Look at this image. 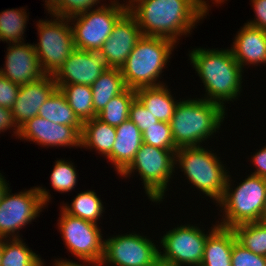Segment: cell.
<instances>
[{"instance_id":"7a4b0ae2","label":"cell","mask_w":266,"mask_h":266,"mask_svg":"<svg viewBox=\"0 0 266 266\" xmlns=\"http://www.w3.org/2000/svg\"><path fill=\"white\" fill-rule=\"evenodd\" d=\"M220 49L193 48L188 60L204 85L205 94L201 98L226 108L225 104L241 96L244 70L230 48Z\"/></svg>"},{"instance_id":"83f0119b","label":"cell","mask_w":266,"mask_h":266,"mask_svg":"<svg viewBox=\"0 0 266 266\" xmlns=\"http://www.w3.org/2000/svg\"><path fill=\"white\" fill-rule=\"evenodd\" d=\"M41 259L22 238L3 239L1 266H45Z\"/></svg>"},{"instance_id":"f546056e","label":"cell","mask_w":266,"mask_h":266,"mask_svg":"<svg viewBox=\"0 0 266 266\" xmlns=\"http://www.w3.org/2000/svg\"><path fill=\"white\" fill-rule=\"evenodd\" d=\"M237 241L251 252L266 256V224L261 221L234 226Z\"/></svg>"},{"instance_id":"8fae6325","label":"cell","mask_w":266,"mask_h":266,"mask_svg":"<svg viewBox=\"0 0 266 266\" xmlns=\"http://www.w3.org/2000/svg\"><path fill=\"white\" fill-rule=\"evenodd\" d=\"M211 225L207 232L188 223L166 231L159 240V256L176 266H200L207 236L218 226Z\"/></svg>"},{"instance_id":"4316f807","label":"cell","mask_w":266,"mask_h":266,"mask_svg":"<svg viewBox=\"0 0 266 266\" xmlns=\"http://www.w3.org/2000/svg\"><path fill=\"white\" fill-rule=\"evenodd\" d=\"M56 85L65 95L68 104L82 122L97 116L94 112L91 86L81 84Z\"/></svg>"},{"instance_id":"7bdbcfd3","label":"cell","mask_w":266,"mask_h":266,"mask_svg":"<svg viewBox=\"0 0 266 266\" xmlns=\"http://www.w3.org/2000/svg\"><path fill=\"white\" fill-rule=\"evenodd\" d=\"M148 266H176L173 263L166 261L162 259L160 256H158L151 264Z\"/></svg>"},{"instance_id":"836d02e7","label":"cell","mask_w":266,"mask_h":266,"mask_svg":"<svg viewBox=\"0 0 266 266\" xmlns=\"http://www.w3.org/2000/svg\"><path fill=\"white\" fill-rule=\"evenodd\" d=\"M100 2L101 0H60L59 4L49 14L69 18L87 10L107 5L100 4Z\"/></svg>"},{"instance_id":"bcb514c9","label":"cell","mask_w":266,"mask_h":266,"mask_svg":"<svg viewBox=\"0 0 266 266\" xmlns=\"http://www.w3.org/2000/svg\"><path fill=\"white\" fill-rule=\"evenodd\" d=\"M260 221H261L262 223H265V224H266V201H265V207H264V211H263V213H262V216H261V218H260Z\"/></svg>"},{"instance_id":"ba28073f","label":"cell","mask_w":266,"mask_h":266,"mask_svg":"<svg viewBox=\"0 0 266 266\" xmlns=\"http://www.w3.org/2000/svg\"><path fill=\"white\" fill-rule=\"evenodd\" d=\"M51 199L42 186L14 194L9 186L0 200V239L21 238L20 230L39 217Z\"/></svg>"},{"instance_id":"b9f144b4","label":"cell","mask_w":266,"mask_h":266,"mask_svg":"<svg viewBox=\"0 0 266 266\" xmlns=\"http://www.w3.org/2000/svg\"><path fill=\"white\" fill-rule=\"evenodd\" d=\"M212 1V4H216V6H217V4H218V6H219V4L221 5L223 2H225V1H228V0H211ZM198 2H199V4L201 5V7L208 13L209 12V10H211V9H209L211 6H209V2H208V0L206 1V0H198ZM208 2V3H207Z\"/></svg>"},{"instance_id":"8d00e7d4","label":"cell","mask_w":266,"mask_h":266,"mask_svg":"<svg viewBox=\"0 0 266 266\" xmlns=\"http://www.w3.org/2000/svg\"><path fill=\"white\" fill-rule=\"evenodd\" d=\"M20 85L0 74V106L11 109L18 96Z\"/></svg>"},{"instance_id":"74e56055","label":"cell","mask_w":266,"mask_h":266,"mask_svg":"<svg viewBox=\"0 0 266 266\" xmlns=\"http://www.w3.org/2000/svg\"><path fill=\"white\" fill-rule=\"evenodd\" d=\"M255 13L254 20H247L248 25L266 31V0H250Z\"/></svg>"},{"instance_id":"1f68e13d","label":"cell","mask_w":266,"mask_h":266,"mask_svg":"<svg viewBox=\"0 0 266 266\" xmlns=\"http://www.w3.org/2000/svg\"><path fill=\"white\" fill-rule=\"evenodd\" d=\"M50 174V184L54 191L62 193L71 192L77 187L78 172L72 161L58 159L54 162Z\"/></svg>"},{"instance_id":"5b68a950","label":"cell","mask_w":266,"mask_h":266,"mask_svg":"<svg viewBox=\"0 0 266 266\" xmlns=\"http://www.w3.org/2000/svg\"><path fill=\"white\" fill-rule=\"evenodd\" d=\"M213 151L204 145L178 148L175 170L181 169L188 184L213 199L212 202L217 205L224 195L229 170L220 160L219 154Z\"/></svg>"},{"instance_id":"4fadbf2b","label":"cell","mask_w":266,"mask_h":266,"mask_svg":"<svg viewBox=\"0 0 266 266\" xmlns=\"http://www.w3.org/2000/svg\"><path fill=\"white\" fill-rule=\"evenodd\" d=\"M148 236L137 232L104 239L103 265L148 266L159 256V247Z\"/></svg>"},{"instance_id":"e575fe53","label":"cell","mask_w":266,"mask_h":266,"mask_svg":"<svg viewBox=\"0 0 266 266\" xmlns=\"http://www.w3.org/2000/svg\"><path fill=\"white\" fill-rule=\"evenodd\" d=\"M231 266H266V256L251 252L236 240L232 248Z\"/></svg>"},{"instance_id":"30bf717a","label":"cell","mask_w":266,"mask_h":266,"mask_svg":"<svg viewBox=\"0 0 266 266\" xmlns=\"http://www.w3.org/2000/svg\"><path fill=\"white\" fill-rule=\"evenodd\" d=\"M128 11L124 3L111 2L69 17L76 49H100L114 25Z\"/></svg>"},{"instance_id":"2e32d148","label":"cell","mask_w":266,"mask_h":266,"mask_svg":"<svg viewBox=\"0 0 266 266\" xmlns=\"http://www.w3.org/2000/svg\"><path fill=\"white\" fill-rule=\"evenodd\" d=\"M8 46L4 68H0L1 75L19 85L37 81L45 76L33 44L9 43Z\"/></svg>"},{"instance_id":"7c38bea8","label":"cell","mask_w":266,"mask_h":266,"mask_svg":"<svg viewBox=\"0 0 266 266\" xmlns=\"http://www.w3.org/2000/svg\"><path fill=\"white\" fill-rule=\"evenodd\" d=\"M60 209L57 226L67 251L79 260L102 261L104 238L99 225L71 216Z\"/></svg>"},{"instance_id":"3957f363","label":"cell","mask_w":266,"mask_h":266,"mask_svg":"<svg viewBox=\"0 0 266 266\" xmlns=\"http://www.w3.org/2000/svg\"><path fill=\"white\" fill-rule=\"evenodd\" d=\"M226 109L202 98L179 99L169 122L176 147L201 146L212 138L227 117Z\"/></svg>"},{"instance_id":"ffe728a7","label":"cell","mask_w":266,"mask_h":266,"mask_svg":"<svg viewBox=\"0 0 266 266\" xmlns=\"http://www.w3.org/2000/svg\"><path fill=\"white\" fill-rule=\"evenodd\" d=\"M115 129L116 139L112 148V166L114 165L116 173L120 175L133 161L143 140L142 132L130 119Z\"/></svg>"},{"instance_id":"ee69618b","label":"cell","mask_w":266,"mask_h":266,"mask_svg":"<svg viewBox=\"0 0 266 266\" xmlns=\"http://www.w3.org/2000/svg\"><path fill=\"white\" fill-rule=\"evenodd\" d=\"M5 178L6 177H4L2 175V173H0V200H1L2 195L4 194V192L10 186L9 183H8L9 181H7Z\"/></svg>"},{"instance_id":"52a82bcc","label":"cell","mask_w":266,"mask_h":266,"mask_svg":"<svg viewBox=\"0 0 266 266\" xmlns=\"http://www.w3.org/2000/svg\"><path fill=\"white\" fill-rule=\"evenodd\" d=\"M178 149H162L142 143L130 165L119 175L140 176L145 194L151 202H163L175 173V154ZM170 182V183H169Z\"/></svg>"},{"instance_id":"9c48e42d","label":"cell","mask_w":266,"mask_h":266,"mask_svg":"<svg viewBox=\"0 0 266 266\" xmlns=\"http://www.w3.org/2000/svg\"><path fill=\"white\" fill-rule=\"evenodd\" d=\"M50 15V20L36 21L39 40L33 45L44 74L54 76L74 51L75 44L69 19Z\"/></svg>"},{"instance_id":"603a6c76","label":"cell","mask_w":266,"mask_h":266,"mask_svg":"<svg viewBox=\"0 0 266 266\" xmlns=\"http://www.w3.org/2000/svg\"><path fill=\"white\" fill-rule=\"evenodd\" d=\"M236 235L232 228L217 226L205 243L200 266H231V254Z\"/></svg>"},{"instance_id":"ac0fdd59","label":"cell","mask_w":266,"mask_h":266,"mask_svg":"<svg viewBox=\"0 0 266 266\" xmlns=\"http://www.w3.org/2000/svg\"><path fill=\"white\" fill-rule=\"evenodd\" d=\"M57 88L54 77L50 75L20 85L18 96L11 108L17 126L20 128L31 118L38 116L39 108Z\"/></svg>"},{"instance_id":"277c9868","label":"cell","mask_w":266,"mask_h":266,"mask_svg":"<svg viewBox=\"0 0 266 266\" xmlns=\"http://www.w3.org/2000/svg\"><path fill=\"white\" fill-rule=\"evenodd\" d=\"M176 46L170 39L143 35L120 68L127 88L136 90L165 84L160 81L161 75Z\"/></svg>"},{"instance_id":"f6af8a7d","label":"cell","mask_w":266,"mask_h":266,"mask_svg":"<svg viewBox=\"0 0 266 266\" xmlns=\"http://www.w3.org/2000/svg\"><path fill=\"white\" fill-rule=\"evenodd\" d=\"M44 1V0H43ZM60 0H45V8L47 13L49 14L58 4Z\"/></svg>"},{"instance_id":"cb8c5ba5","label":"cell","mask_w":266,"mask_h":266,"mask_svg":"<svg viewBox=\"0 0 266 266\" xmlns=\"http://www.w3.org/2000/svg\"><path fill=\"white\" fill-rule=\"evenodd\" d=\"M38 116L56 124L72 126L81 134L83 122L77 117L59 88L39 108Z\"/></svg>"},{"instance_id":"6da1fadb","label":"cell","mask_w":266,"mask_h":266,"mask_svg":"<svg viewBox=\"0 0 266 266\" xmlns=\"http://www.w3.org/2000/svg\"><path fill=\"white\" fill-rule=\"evenodd\" d=\"M128 11L136 18L142 35L167 38L176 44L181 36L191 35L209 14L198 0H134Z\"/></svg>"},{"instance_id":"7dc6e473","label":"cell","mask_w":266,"mask_h":266,"mask_svg":"<svg viewBox=\"0 0 266 266\" xmlns=\"http://www.w3.org/2000/svg\"><path fill=\"white\" fill-rule=\"evenodd\" d=\"M2 254H3V239H0V266H1Z\"/></svg>"},{"instance_id":"7402d4cb","label":"cell","mask_w":266,"mask_h":266,"mask_svg":"<svg viewBox=\"0 0 266 266\" xmlns=\"http://www.w3.org/2000/svg\"><path fill=\"white\" fill-rule=\"evenodd\" d=\"M136 98L160 122L169 123L179 100L172 95L167 84L141 87L135 90Z\"/></svg>"},{"instance_id":"e0dca14e","label":"cell","mask_w":266,"mask_h":266,"mask_svg":"<svg viewBox=\"0 0 266 266\" xmlns=\"http://www.w3.org/2000/svg\"><path fill=\"white\" fill-rule=\"evenodd\" d=\"M142 36L136 18L127 11L100 49L107 55L111 67L120 69Z\"/></svg>"},{"instance_id":"4dcf8cb0","label":"cell","mask_w":266,"mask_h":266,"mask_svg":"<svg viewBox=\"0 0 266 266\" xmlns=\"http://www.w3.org/2000/svg\"><path fill=\"white\" fill-rule=\"evenodd\" d=\"M135 98V90L127 88L123 93L113 97L97 114V117L103 122L117 127L129 119L130 106Z\"/></svg>"},{"instance_id":"d4e9b609","label":"cell","mask_w":266,"mask_h":266,"mask_svg":"<svg viewBox=\"0 0 266 266\" xmlns=\"http://www.w3.org/2000/svg\"><path fill=\"white\" fill-rule=\"evenodd\" d=\"M126 89L127 86L120 69L112 68L104 71L91 85L94 112L100 113L113 97L123 93Z\"/></svg>"},{"instance_id":"f1b7e54d","label":"cell","mask_w":266,"mask_h":266,"mask_svg":"<svg viewBox=\"0 0 266 266\" xmlns=\"http://www.w3.org/2000/svg\"><path fill=\"white\" fill-rule=\"evenodd\" d=\"M26 9H6L0 12V41L4 43H24L23 34L26 31L29 15Z\"/></svg>"},{"instance_id":"d590c367","label":"cell","mask_w":266,"mask_h":266,"mask_svg":"<svg viewBox=\"0 0 266 266\" xmlns=\"http://www.w3.org/2000/svg\"><path fill=\"white\" fill-rule=\"evenodd\" d=\"M129 119L141 132H144L148 127L159 122V120L155 118L137 98L131 103Z\"/></svg>"},{"instance_id":"d6a6232c","label":"cell","mask_w":266,"mask_h":266,"mask_svg":"<svg viewBox=\"0 0 266 266\" xmlns=\"http://www.w3.org/2000/svg\"><path fill=\"white\" fill-rule=\"evenodd\" d=\"M143 143L162 149H178L173 141L170 124L158 122L142 132Z\"/></svg>"},{"instance_id":"8992f818","label":"cell","mask_w":266,"mask_h":266,"mask_svg":"<svg viewBox=\"0 0 266 266\" xmlns=\"http://www.w3.org/2000/svg\"><path fill=\"white\" fill-rule=\"evenodd\" d=\"M231 177L229 171L224 195L216 205L220 208L219 212H222V218L216 221L217 224L233 228L242 223L260 221L266 201V179L248 174L235 187V181Z\"/></svg>"},{"instance_id":"60d3db41","label":"cell","mask_w":266,"mask_h":266,"mask_svg":"<svg viewBox=\"0 0 266 266\" xmlns=\"http://www.w3.org/2000/svg\"><path fill=\"white\" fill-rule=\"evenodd\" d=\"M80 261L81 263H78ZM73 261L69 259H54L53 266H104L102 261L97 260H78Z\"/></svg>"},{"instance_id":"f35d334b","label":"cell","mask_w":266,"mask_h":266,"mask_svg":"<svg viewBox=\"0 0 266 266\" xmlns=\"http://www.w3.org/2000/svg\"><path fill=\"white\" fill-rule=\"evenodd\" d=\"M9 129L14 130L13 136H16V138L19 136V127L14 121L11 109L0 106V133H4Z\"/></svg>"},{"instance_id":"9a60e30c","label":"cell","mask_w":266,"mask_h":266,"mask_svg":"<svg viewBox=\"0 0 266 266\" xmlns=\"http://www.w3.org/2000/svg\"><path fill=\"white\" fill-rule=\"evenodd\" d=\"M81 134L72 126L56 124L35 116L19 128L20 140L32 141L43 147L80 148Z\"/></svg>"},{"instance_id":"c3c4849f","label":"cell","mask_w":266,"mask_h":266,"mask_svg":"<svg viewBox=\"0 0 266 266\" xmlns=\"http://www.w3.org/2000/svg\"><path fill=\"white\" fill-rule=\"evenodd\" d=\"M110 2H116L119 3L120 0H109ZM128 1V2H127ZM124 4L126 6H129L134 0H127Z\"/></svg>"},{"instance_id":"5bb4252c","label":"cell","mask_w":266,"mask_h":266,"mask_svg":"<svg viewBox=\"0 0 266 266\" xmlns=\"http://www.w3.org/2000/svg\"><path fill=\"white\" fill-rule=\"evenodd\" d=\"M107 55L101 49H74L53 76L56 84L91 86L106 70H111Z\"/></svg>"},{"instance_id":"d6986e66","label":"cell","mask_w":266,"mask_h":266,"mask_svg":"<svg viewBox=\"0 0 266 266\" xmlns=\"http://www.w3.org/2000/svg\"><path fill=\"white\" fill-rule=\"evenodd\" d=\"M234 59L243 70L266 64V31L244 23L231 45ZM246 66V67H244Z\"/></svg>"},{"instance_id":"484cf974","label":"cell","mask_w":266,"mask_h":266,"mask_svg":"<svg viewBox=\"0 0 266 266\" xmlns=\"http://www.w3.org/2000/svg\"><path fill=\"white\" fill-rule=\"evenodd\" d=\"M68 204L64 202L60 207L69 215L81 218L83 220L95 223L98 225L102 218L105 207L100 197L93 190L81 191Z\"/></svg>"},{"instance_id":"44dd1931","label":"cell","mask_w":266,"mask_h":266,"mask_svg":"<svg viewBox=\"0 0 266 266\" xmlns=\"http://www.w3.org/2000/svg\"><path fill=\"white\" fill-rule=\"evenodd\" d=\"M116 139L115 127L103 122L97 116L84 121L80 136V148L95 150L112 165V148Z\"/></svg>"},{"instance_id":"ab89813d","label":"cell","mask_w":266,"mask_h":266,"mask_svg":"<svg viewBox=\"0 0 266 266\" xmlns=\"http://www.w3.org/2000/svg\"><path fill=\"white\" fill-rule=\"evenodd\" d=\"M250 162L256 168L250 174L266 179V145L251 155Z\"/></svg>"}]
</instances>
